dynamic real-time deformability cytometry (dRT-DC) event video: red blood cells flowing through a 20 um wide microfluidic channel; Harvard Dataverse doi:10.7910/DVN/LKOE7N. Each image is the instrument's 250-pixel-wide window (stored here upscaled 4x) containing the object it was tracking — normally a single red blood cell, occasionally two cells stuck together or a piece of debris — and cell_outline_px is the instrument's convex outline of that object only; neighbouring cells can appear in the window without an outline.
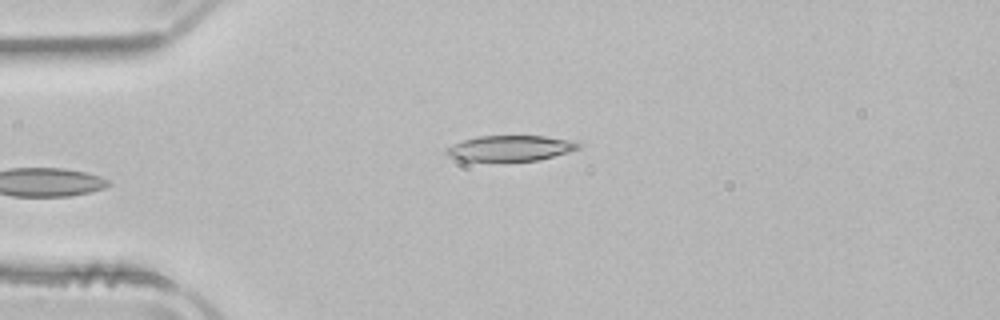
{"species": "common noctule bat (a hibernating species)", "species_latin": "Nyctalus noctula", "temperature_condition": "room temperature", "stored_images_in_passage": 36, "camera_frame_rate_fps": 3000, "um_per_image_px": 0.085, "animal": {"sex": "male", "body_mass_g": 21.5, "forearm_length_mm": 52.0}, "frame": {"image": 1, "passage_image": 1, "time_ms": 0.0, "image_size_px": [1000, 320], "cell_outline_px": [[580, 148], [568, 152], [536, 160], [464, 160], [448, 156], [444, 152], [452, 144], [464, 140], [480, 136], [544, 136], [572, 140], [580, 144]], "centroid_in_image_um": [43.38, 12.58], "position_along_channel_um": 41.6, "area_um2": 19.19}}
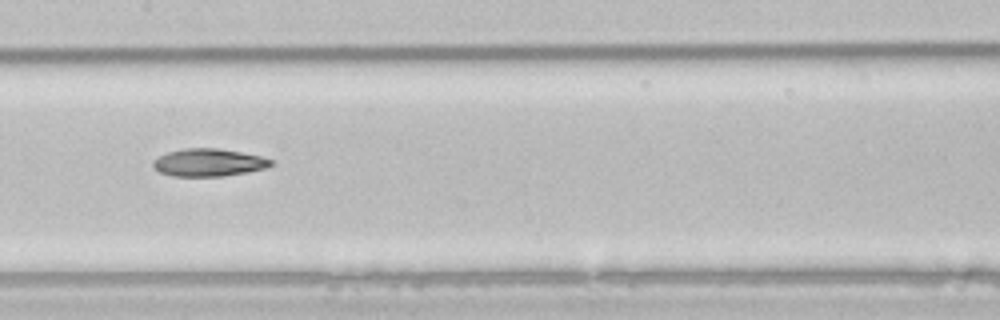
{"frame": {"image": 2, "passage_image": 14, "time_ms": 4.333, "image_size_px": [1000, 320], "cell_outline_px": [[272, 164], [268, 168], [248, 172], [224, 176], [172, 176], [160, 172], [152, 168], [152, 160], [168, 152], [184, 148], [216, 148], [240, 152], [260, 156], [272, 160]], "centroid_in_image_um": [17.71, 13.82], "position_along_channel_um": 189.7, "area_um2": 19.02}}
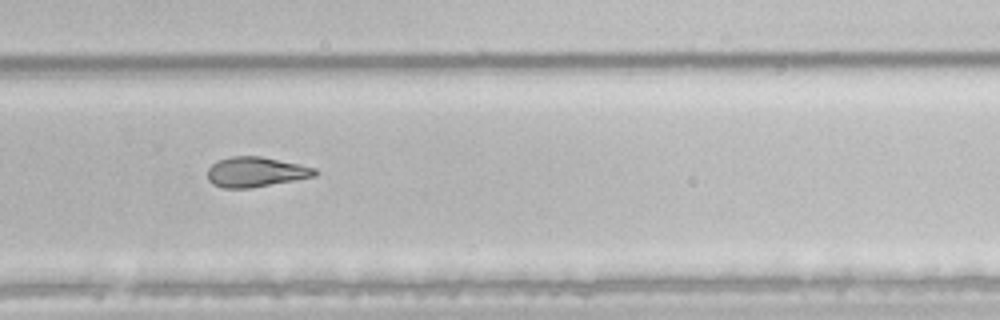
{"frame": {"image": 3, "passage_image": 23, "time_ms": 7.333, "image_size_px": [1000, 320], "cell_outline_px": [[320, 172], [316, 176], [252, 188], [224, 188], [212, 184], [208, 180], [208, 168], [212, 164], [220, 160], [232, 156], [260, 156], [300, 164], [316, 168]], "centroid_in_image_um": [21.77, 14.62], "position_along_channel_um": 308.0, "area_um2": 18.84}, "authors_computed_cell_mechanics": {"area_um2": 19.7098, "velocity_mm_per_s": 3.9712, "shape_relaxation_time_tau1_ms": 6.645, "shape_relaxation_time_tau2_ms": null, "deformation_change_tau1": 0.1827, "deformation_change_tau2": null}}